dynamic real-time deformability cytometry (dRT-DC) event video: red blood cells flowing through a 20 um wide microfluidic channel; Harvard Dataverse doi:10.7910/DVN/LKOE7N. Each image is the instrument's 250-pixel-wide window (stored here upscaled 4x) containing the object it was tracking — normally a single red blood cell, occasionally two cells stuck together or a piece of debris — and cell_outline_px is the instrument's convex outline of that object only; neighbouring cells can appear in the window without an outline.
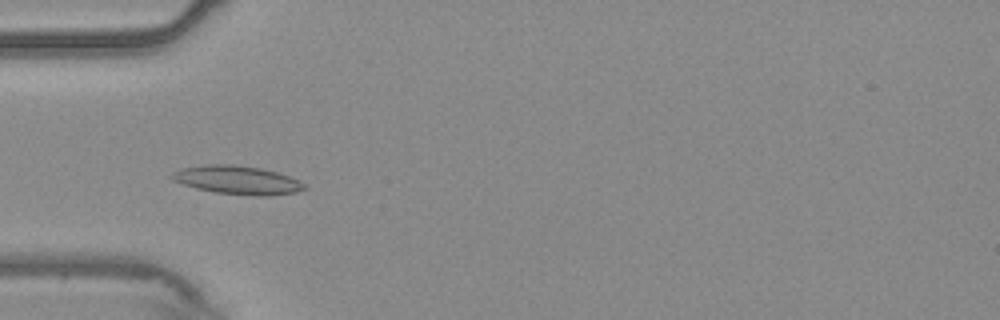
{"species": "common noctule bat (a hibernating species)", "species_latin": "Nyctalus noctula", "temperature_condition": "warm", "stored_images_in_passage": 54, "camera_frame_rate_fps": 3000, "um_per_image_px": 0.085, "animal": {"sex": "male", "body_mass_g": 20.4}, "frame": {"image": 1, "passage_image": 17, "time_ms": 5.333, "image_size_px": [1000, 320], "cell_outline_px": [[308, 188], [296, 192], [268, 196], [260, 196], [216, 192], [196, 188], [172, 180], [168, 176], [172, 172], [180, 168], [204, 164], [232, 164], [260, 168], [276, 172], [288, 176], [304, 184]], "centroid_in_image_um": [20.12, 15.29], "position_along_channel_um": 64.9, "area_um2": 21.91}}
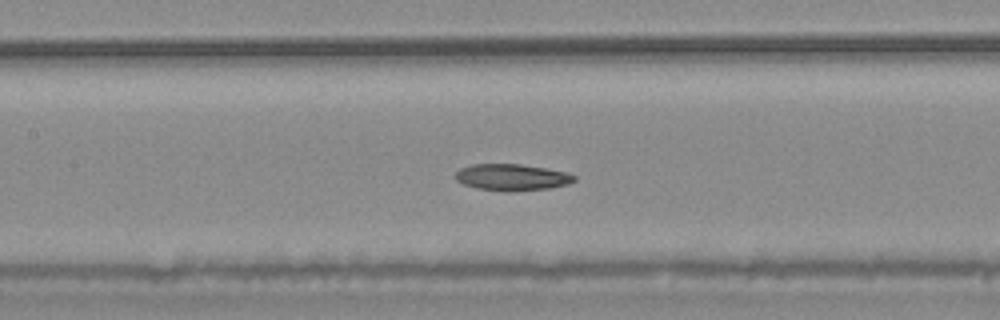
{"frame": {"image": 2, "passage_image": 25, "time_ms": 8.0, "image_size_px": [1000, 320], "cell_outline_px": [[576, 180], [568, 184], [552, 188], [508, 192], [504, 192], [480, 188], [464, 184], [456, 180], [456, 172], [460, 168], [472, 164], [520, 164], [568, 172], [576, 176]], "centroid_in_image_um": [43.55, 15.07], "position_along_channel_um": 163.8, "area_um2": 18.44}}
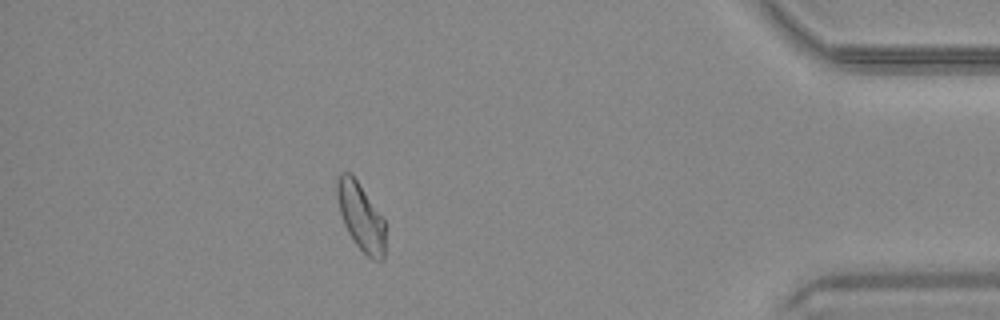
{"frame": {"image": 3, "passage_image": 48, "time_ms": 15.667, "image_size_px": [1000, 320], "cell_outline_px": [[384, 260], [372, 260], [352, 240], [344, 224], [340, 212], [336, 196], [336, 180], [340, 172], [352, 172], [384, 220]], "centroid_in_image_um": [30.64, 18.38], "position_along_channel_um": 404.6, "area_um2": 18.96}}